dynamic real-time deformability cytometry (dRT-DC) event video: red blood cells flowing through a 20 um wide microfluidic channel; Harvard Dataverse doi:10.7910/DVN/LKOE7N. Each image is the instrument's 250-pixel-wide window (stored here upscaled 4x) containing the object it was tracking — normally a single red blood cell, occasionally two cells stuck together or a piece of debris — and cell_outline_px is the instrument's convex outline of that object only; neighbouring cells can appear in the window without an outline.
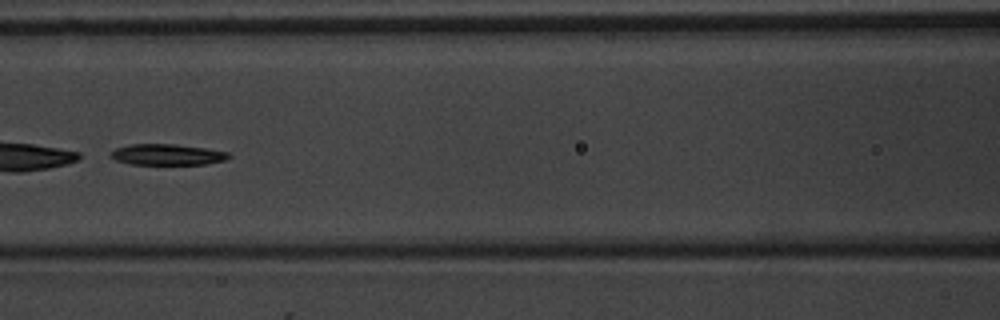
{"species": "common noctule bat (a hibernating species)", "species_latin": "Nyctalus noctula", "temperature_condition": "warm", "stored_images_in_passage": 7, "camera_frame_rate_fps": 3000, "um_per_image_px": 0.085, "animal": {"sex": "male", "body_mass_g": 20.1, "forearm_length_mm": 53.5}, "frame": {"image": 1, "passage_image": 7, "time_ms": 7.0, "image_size_px": [1000, 320], "cell_outline_px": [[232, 156], [224, 160], [208, 164], [128, 164], [116, 160], [108, 156], [116, 148], [128, 144], [176, 144], [204, 148], [228, 152]], "centroid_in_image_um": [14.19, 13.14], "position_along_channel_um": 152.4, "area_um2": 14.45}}